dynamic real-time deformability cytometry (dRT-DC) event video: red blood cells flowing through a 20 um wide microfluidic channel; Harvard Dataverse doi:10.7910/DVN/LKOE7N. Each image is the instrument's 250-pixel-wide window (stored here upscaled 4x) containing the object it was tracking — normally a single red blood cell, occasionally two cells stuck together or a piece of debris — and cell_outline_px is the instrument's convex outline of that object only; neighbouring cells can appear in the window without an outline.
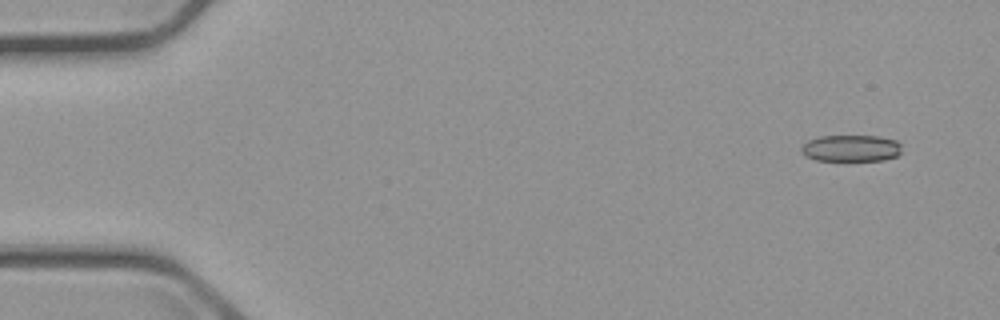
{"species": "common noctule bat (a hibernating species)", "species_latin": "Nyctalus noctula", "temperature_condition": "cold", "stored_images_in_passage": 6, "camera_frame_rate_fps": 3000, "um_per_image_px": 0.085, "animal": {"sex": "male", "body_mass_g": 23.1, "forearm_length_mm": 52.7}, "frame": {"image": 1, "passage_image": 1, "time_ms": 0.0, "image_size_px": [1000, 320], "cell_outline_px": [[900, 152], [896, 156], [884, 160], [816, 160], [804, 156], [800, 152], [800, 148], [808, 140], [820, 136], [880, 136], [896, 140], [900, 144]], "centroid_in_image_um": [72.31, 12.59], "position_along_channel_um": 12.7, "area_um2": 15.61}}
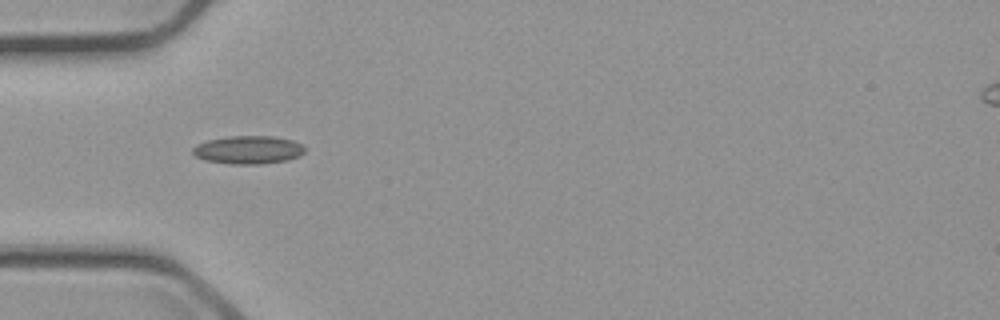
{"frame": {"image": 2, "passage_image": 5, "time_ms": 4.667, "image_size_px": [1000, 320], "cell_outline_px": [[304, 152], [300, 156], [288, 160], [260, 164], [228, 164], [204, 160], [196, 156], [192, 152], [192, 148], [196, 144], [208, 140], [228, 136], [272, 136], [292, 140], [300, 144], [304, 148]], "centroid_in_image_um": [21.08, 12.74], "position_along_channel_um": 63.9, "area_um2": 18.44}}
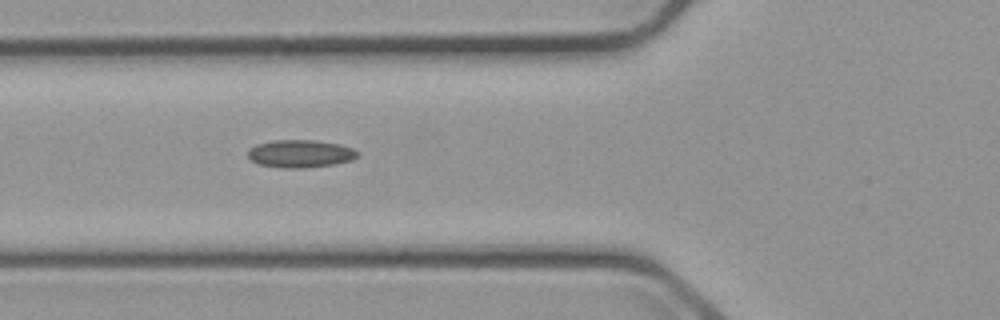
{"frame": {"image": 3, "passage_image": 6, "time_ms": 5.667, "image_size_px": [1000, 320], "cell_outline_px": [[360, 152], [352, 160], [332, 164], [304, 168], [284, 168], [260, 164], [252, 160], [248, 156], [248, 148], [256, 144], [272, 140], [312, 140], [340, 144], [352, 148]], "centroid_in_image_um": [25.51, 13.05], "position_along_channel_um": 100.3, "area_um2": 17.63}}